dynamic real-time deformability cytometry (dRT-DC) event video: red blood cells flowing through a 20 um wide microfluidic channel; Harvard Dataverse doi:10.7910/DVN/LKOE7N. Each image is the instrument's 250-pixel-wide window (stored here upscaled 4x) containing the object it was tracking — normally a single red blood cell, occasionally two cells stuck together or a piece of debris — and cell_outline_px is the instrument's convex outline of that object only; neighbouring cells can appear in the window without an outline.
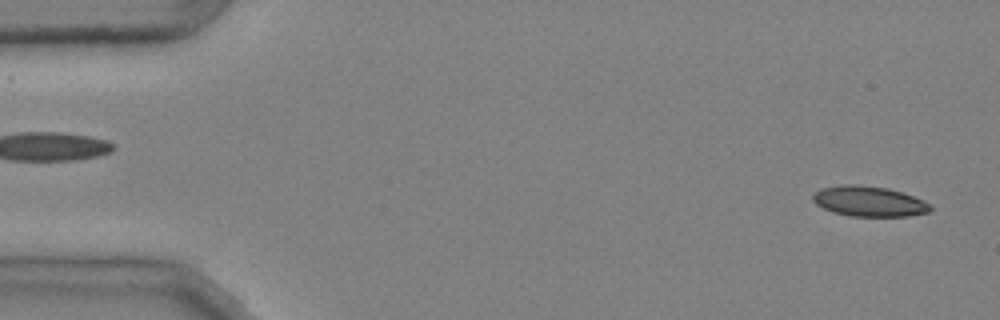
{"species": "common noctule bat (a hibernating species)", "species_latin": "Nyctalus noctula", "temperature_condition": "cold", "stored_images_in_passage": 47, "camera_frame_rate_fps": 3000, "um_per_image_px": 0.085, "animal": {"sex": "male", "body_mass_g": 20.4}, "frame": {"image": 1, "passage_image": 2, "time_ms": 0.333, "image_size_px": [1000, 320], "cell_outline_px": [[932, 208], [928, 212], [908, 216], [848, 216], [832, 212], [816, 204], [812, 200], [812, 196], [820, 188], [844, 184], [856, 184], [888, 188], [924, 200], [932, 204]], "centroid_in_image_um": [73.86, 17.11], "position_along_channel_um": 11.1, "area_um2": 20.81}}
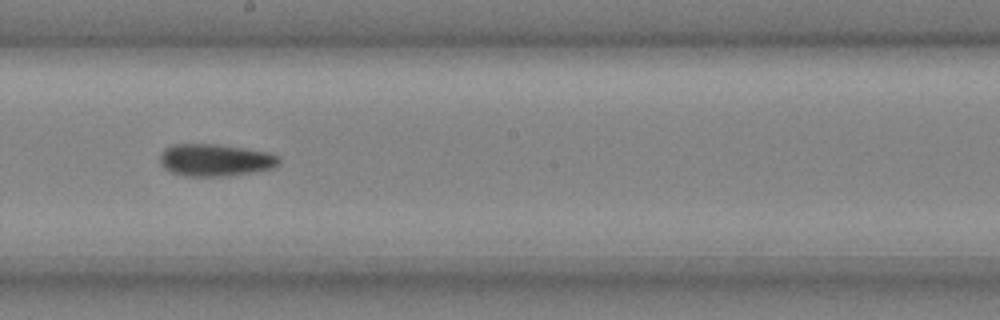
{"frame": {"image": 2, "passage_image": 27, "time_ms": 8.667, "image_size_px": [1000, 320], "cell_outline_px": [[280, 164], [276, 168], [228, 176], [184, 176], [172, 172], [164, 168], [160, 164], [160, 152], [164, 148], [172, 144], [216, 144], [244, 148], [268, 152], [280, 156]], "centroid_in_image_um": [18.3, 13.6], "position_along_channel_um": 229.9, "area_um2": 22.66}}
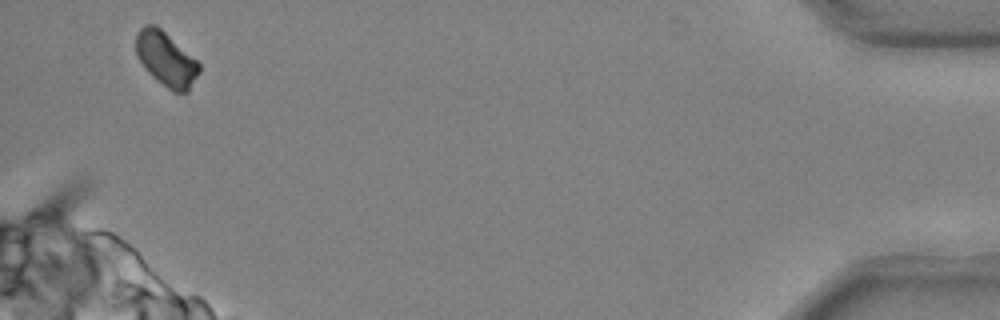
{"frame": {"image": 3, "passage_image": 46, "time_ms": 15.0, "image_size_px": [1000, 320], "cell_outline_px": [[200, 72], [188, 92], [172, 92], [156, 80], [144, 68], [136, 56], [136, 32], [144, 24], [156, 24], [196, 60], [200, 64]], "centroid_in_image_um": [14.09, 5.03], "position_along_channel_um": 421.1, "area_um2": 20.06}, "authors_computed_cell_mechanics": {"area_um2": 21.7906, "velocity_mm_per_s": 4.0216, "shape_relaxation_time_tau1_ms": 4.7749, "shape_relaxation_time_tau2_ms": 2.3267, "deformation_change_tau1": 0.1133, "deformation_change_tau2": 0.07}}